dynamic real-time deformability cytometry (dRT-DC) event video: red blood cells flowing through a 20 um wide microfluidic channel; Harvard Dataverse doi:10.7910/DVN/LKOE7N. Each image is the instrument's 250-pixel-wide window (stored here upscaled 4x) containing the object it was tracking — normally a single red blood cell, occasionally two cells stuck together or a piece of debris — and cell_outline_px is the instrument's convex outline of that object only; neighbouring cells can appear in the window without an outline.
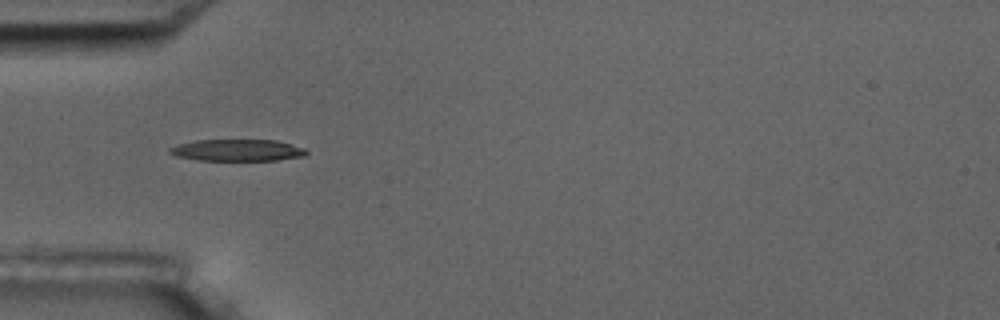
{"species": "common noctule bat (a hibernating species)", "species_latin": "Nyctalus noctula", "temperature_condition": "room temperature", "stored_images_in_passage": 40, "camera_frame_rate_fps": 3000, "um_per_image_px": 0.085, "animal": {"sex": "male", "body_mass_g": 17.5, "forearm_length_mm": 52.3}, "frame": {"image": 1, "passage_image": 1, "time_ms": 0.0, "image_size_px": [1000, 320], "cell_outline_px": [[308, 152], [304, 156], [276, 160], [196, 160], [176, 156], [168, 152], [168, 148], [176, 144], [196, 140], [276, 140], [292, 144], [304, 148]], "centroid_in_image_um": [20.14, 12.76], "position_along_channel_um": 64.9, "area_um2": 17.34}}
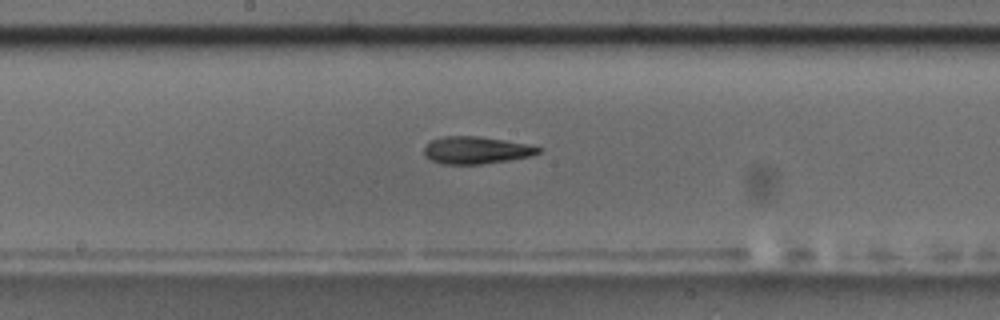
{"frame": {"image": 2, "passage_image": 13, "time_ms": 4.0, "image_size_px": [1000, 320], "cell_outline_px": [[540, 152], [528, 156], [508, 160], [480, 164], [440, 164], [424, 156], [424, 148], [432, 140], [444, 136], [476, 136], [504, 140], [528, 144], [540, 148]], "centroid_in_image_um": [40.43, 12.77], "position_along_channel_um": 207.8, "area_um2": 17.92}}
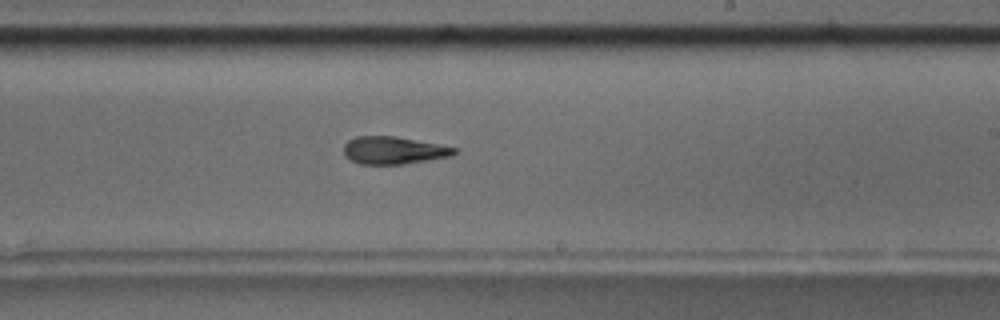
{"frame": {"image": 3, "passage_image": 17, "time_ms": 5.333, "image_size_px": [1000, 320], "cell_outline_px": [[456, 152], [452, 156], [404, 164], [360, 164], [344, 156], [344, 144], [348, 140], [356, 136], [396, 136], [456, 148]], "centroid_in_image_um": [33.42, 12.78], "position_along_channel_um": 255.6, "area_um2": 17.63}, "authors_computed_cell_mechanics": {"area_um2": 18.0625, "velocity_mm_per_s": 3.5993, "shape_relaxation_time_tau1_ms": 4.9402, "shape_relaxation_time_tau2_ms": 5.7466, "deformation_change_tau1": 0.1992, "deformation_change_tau2": 0.1929}}